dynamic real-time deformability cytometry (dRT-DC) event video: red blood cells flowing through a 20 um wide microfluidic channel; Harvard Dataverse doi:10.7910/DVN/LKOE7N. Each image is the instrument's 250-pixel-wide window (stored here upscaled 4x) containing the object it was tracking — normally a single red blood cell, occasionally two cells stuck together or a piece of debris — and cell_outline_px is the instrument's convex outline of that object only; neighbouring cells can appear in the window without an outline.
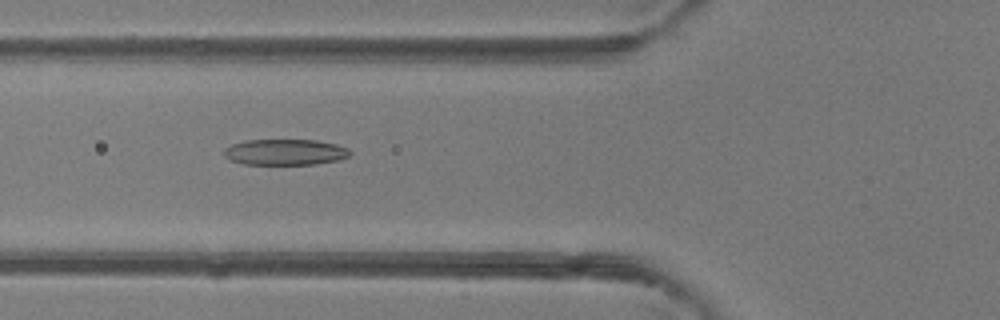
{"species": "common noctule bat (a hibernating species)", "species_latin": "Nyctalus noctula", "temperature_condition": "room temperature", "stored_images_in_passage": 48, "camera_frame_rate_fps": 3000, "um_per_image_px": 0.085, "animal": {"sex": "female"}, "frame": {"image": 1, "passage_image": 18, "time_ms": 5.667, "image_size_px": [1000, 320], "cell_outline_px": [[352, 152], [348, 156], [340, 160], [316, 164], [244, 164], [228, 160], [224, 156], [224, 148], [232, 144], [244, 140], [316, 140], [336, 144], [348, 148]], "centroid_in_image_um": [24.22, 12.93], "position_along_channel_um": 101.6, "area_um2": 19.19}}
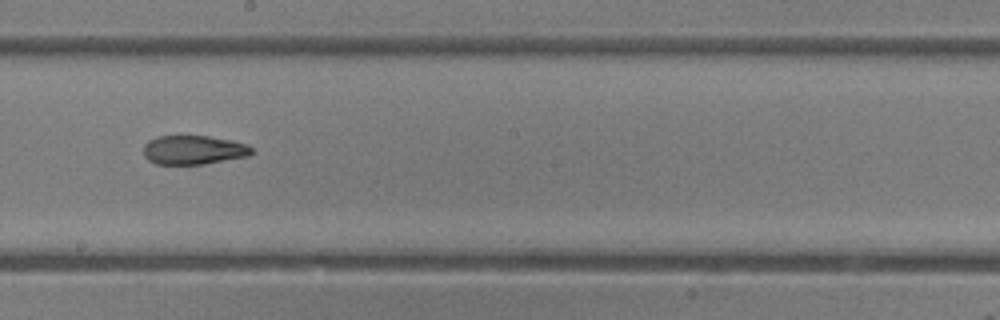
{"frame": {"image": 2, "passage_image": 27, "time_ms": 8.667, "image_size_px": [1000, 320], "cell_outline_px": [[256, 152], [248, 156], [204, 164], [156, 164], [148, 160], [144, 156], [144, 144], [148, 140], [156, 136], [208, 136], [232, 140], [248, 144]], "centroid_in_image_um": [16.47, 12.74], "position_along_channel_um": 231.7, "area_um2": 18.5}}
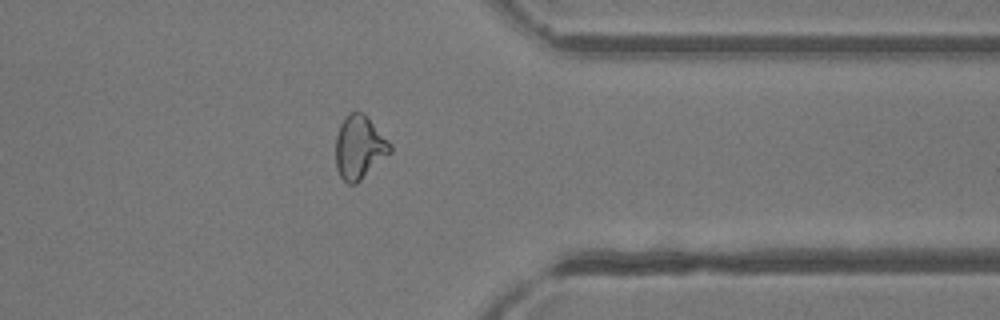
{"frame": {"image": 3, "passage_image": 38, "time_ms": 12.333, "image_size_px": [1000, 320], "cell_outline_px": [[392, 152], [356, 184], [348, 184], [340, 176], [336, 168], [336, 136], [340, 124], [344, 116], [348, 112], [364, 112], [392, 144]], "centroid_in_image_um": [30.55, 12.5], "position_along_channel_um": 380.8, "area_um2": 20.35}, "authors_computed_cell_mechanics": {"area_um2": 20.2878, "velocity_mm_per_s": 4.3143, "shape_relaxation_time_tau1_ms": null, "shape_relaxation_time_tau2_ms": 2.0147, "deformation_change_tau1": null, "deformation_change_tau2": 0.102}}